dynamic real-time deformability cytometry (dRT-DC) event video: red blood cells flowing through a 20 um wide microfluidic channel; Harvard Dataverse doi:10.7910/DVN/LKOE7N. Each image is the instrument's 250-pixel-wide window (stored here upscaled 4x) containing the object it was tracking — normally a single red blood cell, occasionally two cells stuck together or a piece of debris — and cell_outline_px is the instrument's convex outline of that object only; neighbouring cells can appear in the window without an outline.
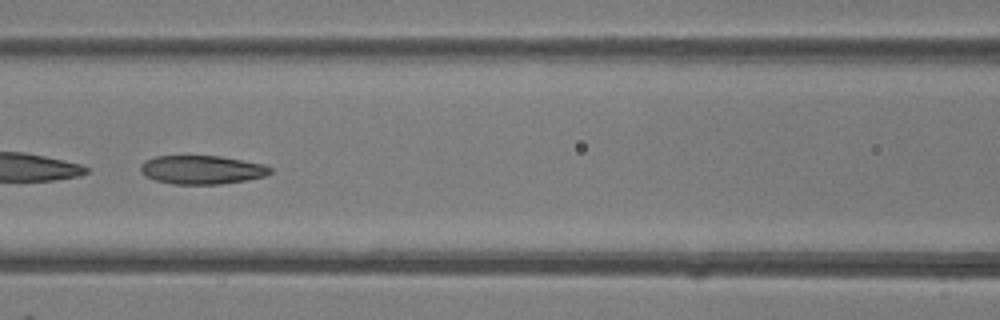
{"species": "common noctule bat (a hibernating species)", "species_latin": "Nyctalus noctula", "temperature_condition": "room temperature", "stored_images_in_passage": 46, "camera_frame_rate_fps": 3000, "um_per_image_px": 0.085, "animal": {"sex": "female"}, "frame": {"image": 1, "passage_image": 20, "time_ms": 6.333, "image_size_px": [1000, 320], "cell_outline_px": [[272, 172], [264, 176], [244, 180], [220, 184], [172, 184], [156, 180], [144, 176], [140, 172], [140, 164], [144, 160], [156, 156], [220, 156], [264, 164], [272, 168]], "centroid_in_image_um": [17.12, 14.42], "position_along_channel_um": 149.5, "area_um2": 21.68}, "authors_computed_cell_mechanics": {"area_um2": 24.3916, "velocity_mm_per_s": 4.2294, "shape_relaxation_time_tau1_ms": 8.8535, "shape_relaxation_time_tau2_ms": 1.8051, "deformation_change_tau1": 0.2235, "deformation_change_tau2": 0.0937}}